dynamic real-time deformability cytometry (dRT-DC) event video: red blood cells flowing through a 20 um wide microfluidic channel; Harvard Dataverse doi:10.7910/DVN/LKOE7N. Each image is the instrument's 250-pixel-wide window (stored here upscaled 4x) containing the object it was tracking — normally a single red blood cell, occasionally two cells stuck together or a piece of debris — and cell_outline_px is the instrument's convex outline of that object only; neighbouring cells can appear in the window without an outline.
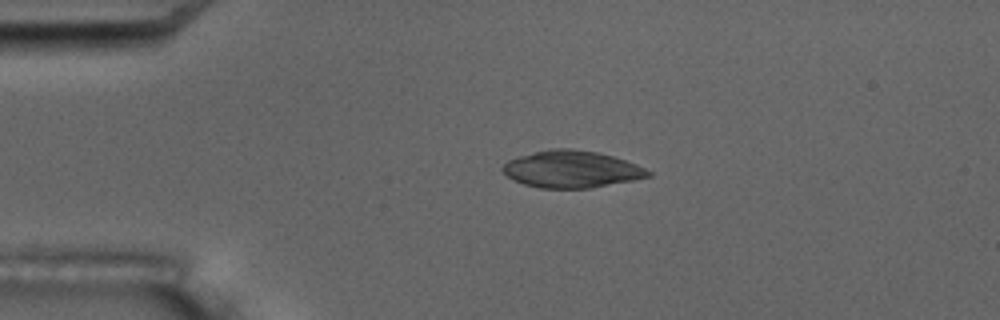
{"species": "common noctule bat (a hibernating species)", "species_latin": "Nyctalus noctula", "temperature_condition": "room temperature", "stored_images_in_passage": 3, "camera_frame_rate_fps": 3000, "um_per_image_px": 0.085, "animal": {"sex": "male", "body_mass_g": 17.5, "forearm_length_mm": 52.3}, "frame": {"image": 1, "passage_image": 2, "time_ms": 1.333, "image_size_px": [1000, 320], "cell_outline_px": [[652, 176], [632, 180], [588, 188], [540, 188], [524, 184], [508, 176], [500, 168], [508, 160], [520, 156], [552, 148], [572, 148], [596, 152], [612, 156], [636, 164], [652, 172]], "centroid_in_image_um": [48.58, 14.38], "position_along_channel_um": 36.4, "area_um2": 30.98}}